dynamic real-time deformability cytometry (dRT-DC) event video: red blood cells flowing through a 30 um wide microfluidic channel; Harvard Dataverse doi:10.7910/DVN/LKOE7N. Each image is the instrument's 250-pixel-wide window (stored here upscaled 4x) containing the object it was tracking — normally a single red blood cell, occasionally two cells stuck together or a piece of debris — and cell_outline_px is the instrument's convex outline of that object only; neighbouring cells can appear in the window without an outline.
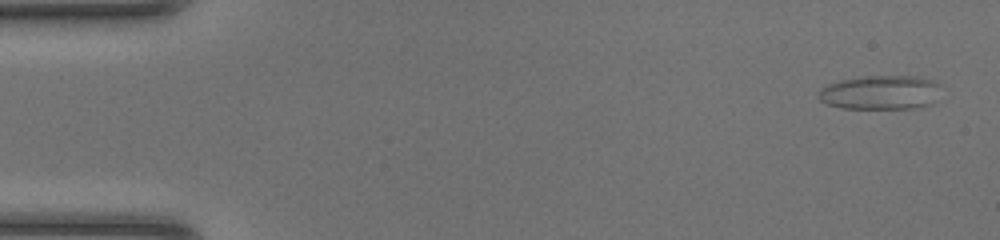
{"species": "common noctule bat (a hibernating species)", "species_latin": "Nyctalus noctula", "temperature_condition": "room temperature", "stored_images_in_passage": 47, "segment_of_instrument_passage": [1, 2], "camera_frame_rate_fps": 3000, "um_per_image_px": 0.085, "animal": {"sex": "female", "body_mass_g": 20.0, "forearm_length_mm": 54.0}, "frame": {"image": 1, "passage_image": 2, "time_ms": 0.333, "image_size_px": [1000, 240], "cell_outline_px": [[940, 84], [932, 104], [920, 108], [840, 108], [828, 104], [820, 100], [816, 96], [816, 92], [820, 88], [828, 84], [840, 80], [864, 76], [916, 76], [936, 80]], "centroid_in_image_um": [74.81, 7.85], "position_along_channel_um": 10.2, "area_um2": 24.57}}
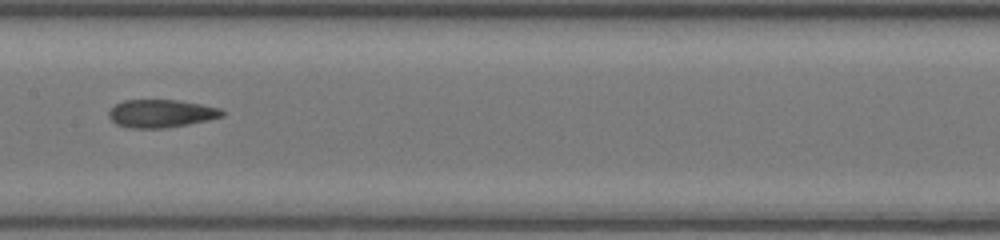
{"frame": {"image": 2, "passage_image": 24, "time_ms": 7.667, "image_size_px": [1000, 240], "cell_outline_px": [[224, 116], [208, 120], [168, 128], [128, 128], [116, 124], [108, 116], [108, 112], [116, 104], [124, 100], [176, 100], [200, 104], [220, 108], [224, 112]], "centroid_in_image_um": [13.69, 9.65], "position_along_channel_um": 193.7, "area_um2": 18.44}}
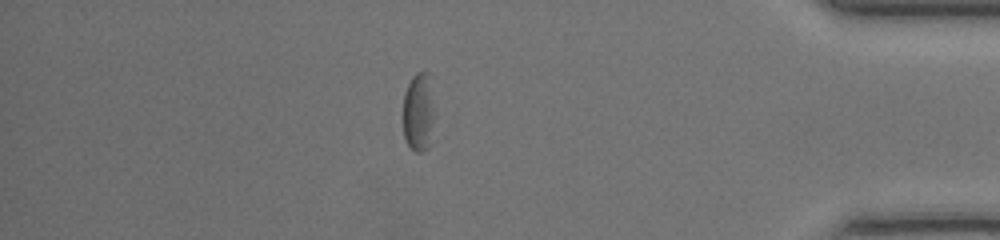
{"frame": {"image": 3, "passage_image": 41, "time_ms": 13.333, "image_size_px": [1000, 240], "cell_outline_px": [[432, 120], [428, 148], [424, 152], [416, 152], [408, 144], [404, 136], [404, 92], [412, 76], [416, 72], [428, 72], [432, 100]], "centroid_in_image_um": [35.54, 9.52], "position_along_channel_um": 399.7, "area_um2": 13.87}}